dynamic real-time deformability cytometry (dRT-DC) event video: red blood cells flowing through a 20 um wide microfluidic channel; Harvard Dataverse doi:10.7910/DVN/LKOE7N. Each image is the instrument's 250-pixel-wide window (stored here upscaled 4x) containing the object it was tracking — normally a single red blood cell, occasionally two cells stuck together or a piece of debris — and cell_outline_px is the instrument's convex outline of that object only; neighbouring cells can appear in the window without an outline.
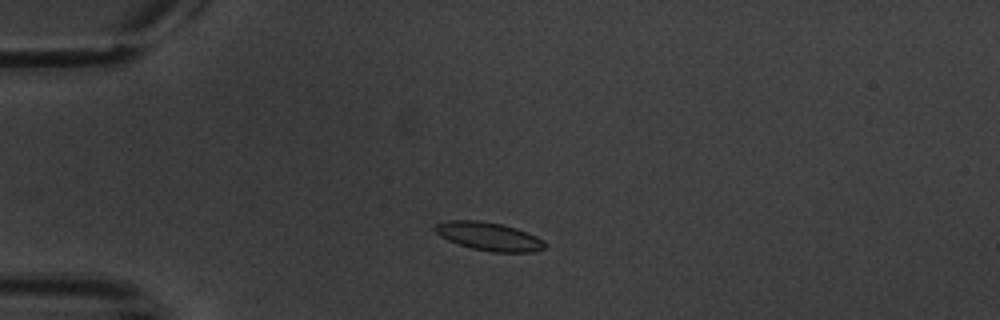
{"species": "common noctule bat (a hibernating species)", "species_latin": "Nyctalus noctula", "temperature_condition": "warm", "stored_images_in_passage": 4, "camera_frame_rate_fps": 3000, "um_per_image_px": 0.085, "animal": {"sex": "male", "body_mass_g": 20.1, "forearm_length_mm": 53.5}, "frame": {"image": 1, "passage_image": 2, "time_ms": 1.333, "image_size_px": [1000, 320], "cell_outline_px": [[548, 244], [544, 248], [536, 252], [492, 252], [472, 248], [448, 240], [440, 236], [432, 228], [436, 224], [448, 220], [476, 220], [500, 224], [516, 228], [536, 236], [544, 240]], "centroid_in_image_um": [41.58, 20.1], "position_along_channel_um": 43.4, "area_um2": 18.09}}
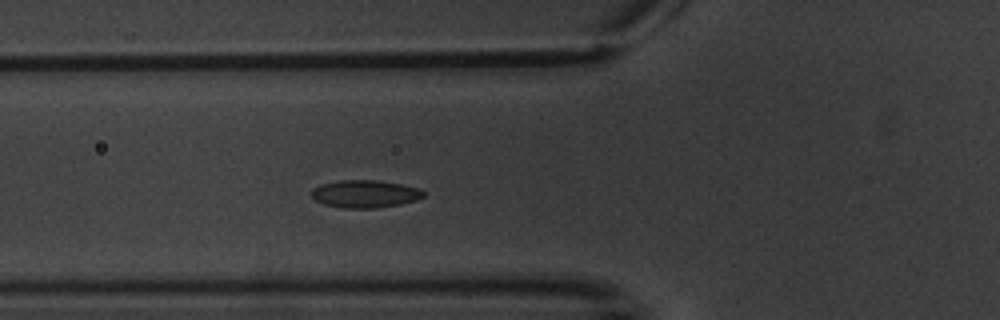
{"frame": {"image": 2, "passage_image": 4, "time_ms": 3.667, "image_size_px": [1000, 320], "cell_outline_px": [[424, 196], [416, 200], [400, 204], [376, 208], [344, 208], [324, 204], [316, 200], [312, 196], [312, 188], [320, 184], [340, 180], [376, 180], [400, 184], [420, 188], [424, 192]], "centroid_in_image_um": [31.02, 16.47], "position_along_channel_um": 94.8, "area_um2": 17.98}}